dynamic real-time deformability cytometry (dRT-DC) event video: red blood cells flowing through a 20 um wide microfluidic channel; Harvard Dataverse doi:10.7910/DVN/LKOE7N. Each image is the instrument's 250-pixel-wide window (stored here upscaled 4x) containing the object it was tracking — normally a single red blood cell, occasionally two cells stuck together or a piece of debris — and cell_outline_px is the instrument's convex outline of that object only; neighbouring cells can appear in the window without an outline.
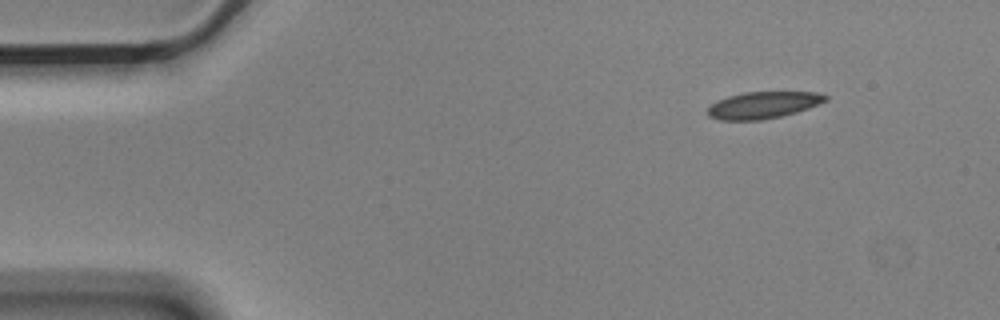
{"species": "Egyptian fruit bat (a non-hibernating species)", "species_latin": "Rousettus aegyptiacus", "temperature_condition": "cold", "stored_images_in_passage": 3, "camera_frame_rate_fps": 3000, "um_per_image_px": 0.085, "animal": {"sex": "male"}, "frame": {"image": 1, "passage_image": 1, "time_ms": 0.0, "image_size_px": [1000, 320], "cell_outline_px": [[828, 100], [808, 108], [796, 112], [780, 116], [760, 120], [720, 120], [708, 116], [708, 108], [716, 100], [728, 96], [744, 92], [816, 92], [828, 96]], "centroid_in_image_um": [64.85, 8.92], "position_along_channel_um": 20.1, "area_um2": 18.32}}